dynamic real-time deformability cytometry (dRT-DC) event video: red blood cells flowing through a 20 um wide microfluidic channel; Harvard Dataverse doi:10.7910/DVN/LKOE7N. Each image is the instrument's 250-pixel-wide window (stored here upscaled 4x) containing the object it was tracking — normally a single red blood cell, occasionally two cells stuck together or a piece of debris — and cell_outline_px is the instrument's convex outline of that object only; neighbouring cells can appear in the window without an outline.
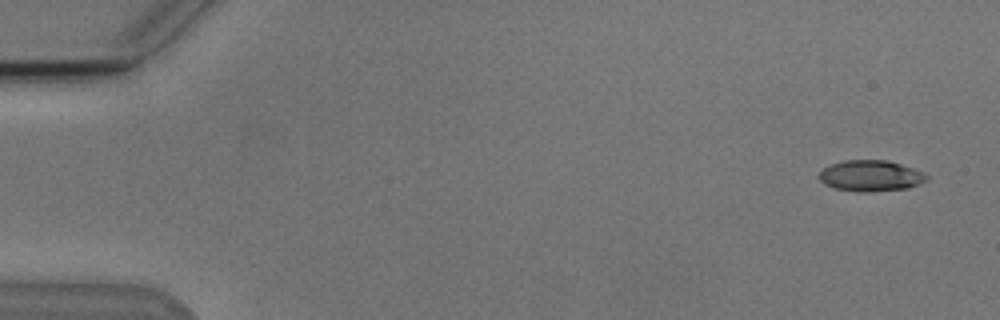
{"species": "Egyptian fruit bat (a non-hibernating species)", "species_latin": "Rousettus aegyptiacus", "temperature_condition": "cold", "stored_images_in_passage": 5, "camera_frame_rate_fps": 3000, "um_per_image_px": 0.085, "animal": {"sex": "male"}, "frame": {"image": 1, "passage_image": 1, "time_ms": 0.0, "image_size_px": [1000, 320], "cell_outline_px": [[928, 180], [920, 184], [908, 188], [868, 192], [856, 192], [832, 188], [824, 184], [816, 176], [824, 168], [832, 164], [844, 160], [884, 160], [900, 164], [924, 172], [928, 176]], "centroid_in_image_um": [73.99, 14.96], "position_along_channel_um": 11.0, "area_um2": 19.59}}
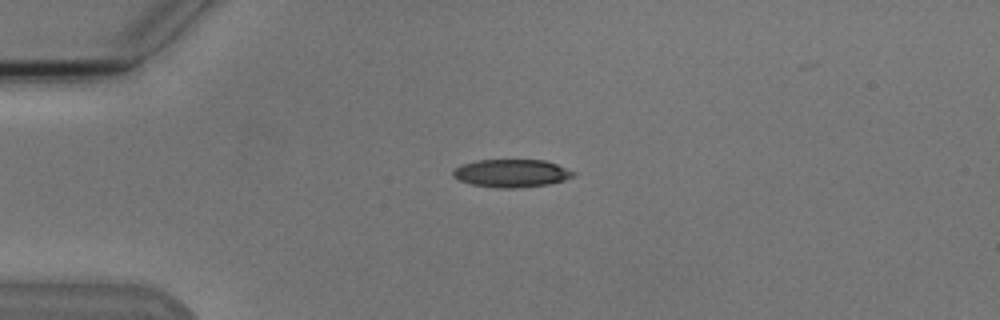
{"frame": {"image": 2, "passage_image": 4, "time_ms": 3.667, "image_size_px": [1000, 320], "cell_outline_px": [[576, 172], [572, 176], [564, 180], [548, 184], [516, 188], [496, 188], [472, 184], [460, 180], [452, 176], [452, 172], [460, 164], [476, 160], [544, 160], [556, 164]], "centroid_in_image_um": [43.45, 14.72], "position_along_channel_um": 41.6, "area_um2": 19.48}}